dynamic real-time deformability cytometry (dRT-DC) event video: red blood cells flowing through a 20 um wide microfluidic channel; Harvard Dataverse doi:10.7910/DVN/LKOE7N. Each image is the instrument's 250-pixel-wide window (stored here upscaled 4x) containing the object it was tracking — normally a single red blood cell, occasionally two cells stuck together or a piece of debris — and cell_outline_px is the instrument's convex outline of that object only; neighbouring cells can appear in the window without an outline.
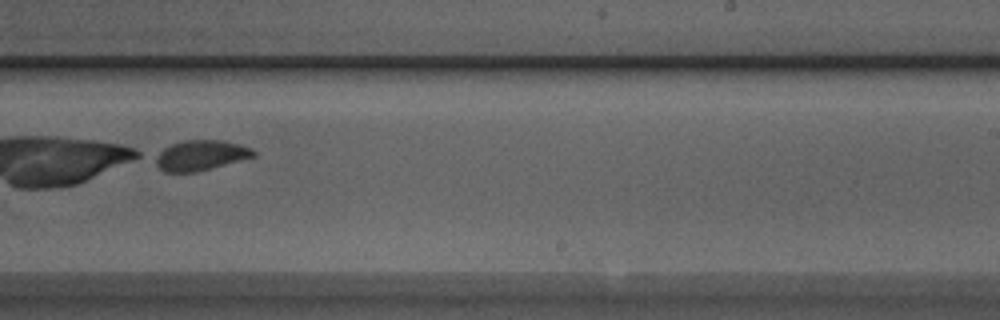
{"species": "Egyptian fruit bat (a non-hibernating species)", "species_latin": "Rousettus aegyptiacus", "temperature_condition": "room temperature", "stored_images_in_passage": 10, "camera_frame_rate_fps": 3000, "um_per_image_px": 0.085, "animal": {"sex": "male"}, "frame": {"image": 1, "passage_image": 9, "time_ms": 2.667, "image_size_px": [1000, 320], "cell_outline_px": [[256, 156], [196, 172], [164, 172], [148, 156], [172, 144], [184, 140], [224, 140], [240, 144], [252, 148], [256, 152]], "centroid_in_image_um": [16.99, 13.2], "position_along_channel_um": 272.0, "area_um2": 17.63}}
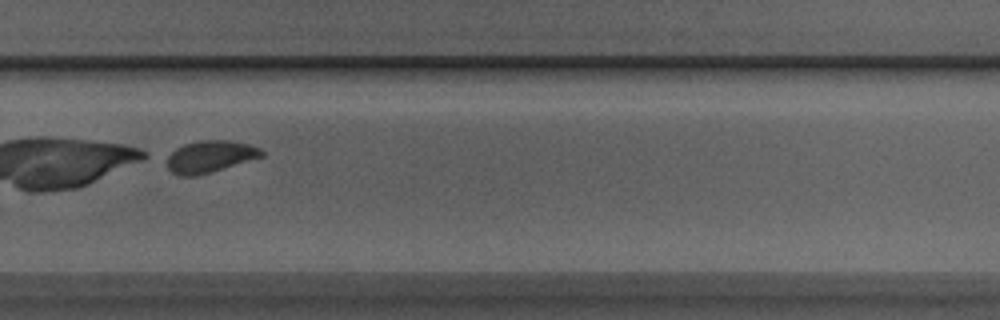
{"frame": {"image": 2, "passage_image": 10, "time_ms": 3.0, "image_size_px": [1000, 320], "cell_outline_px": [[264, 156], [196, 176], [180, 176], [172, 172], [168, 168], [164, 156], [176, 148], [184, 144], [200, 140], [228, 140], [248, 144], [260, 148], [264, 152]], "centroid_in_image_um": [17.8, 13.3], "position_along_channel_um": 312.0, "area_um2": 17.69}}